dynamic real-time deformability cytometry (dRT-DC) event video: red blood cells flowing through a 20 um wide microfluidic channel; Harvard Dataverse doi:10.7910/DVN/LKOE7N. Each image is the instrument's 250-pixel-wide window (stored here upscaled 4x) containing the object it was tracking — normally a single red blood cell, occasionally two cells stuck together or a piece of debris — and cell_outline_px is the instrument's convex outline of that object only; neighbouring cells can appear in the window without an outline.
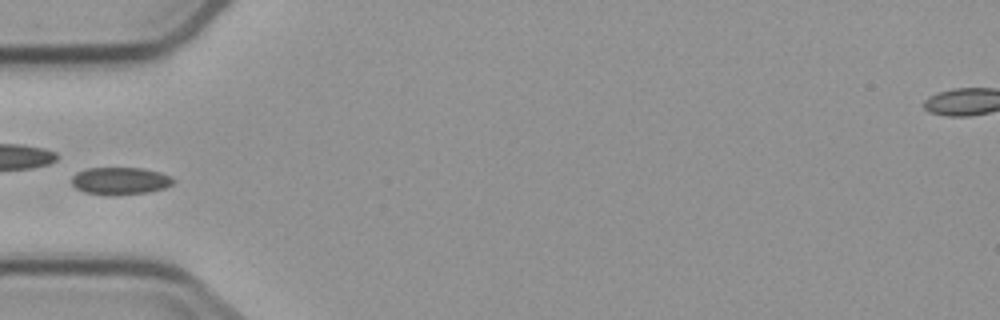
{"species": "common noctule bat (a hibernating species)", "species_latin": "Nyctalus noctula", "temperature_condition": "cold", "stored_images_in_passage": 5, "camera_frame_rate_fps": 3000, "um_per_image_px": 0.085, "animal": {"sex": "male", "body_mass_g": 23.1, "forearm_length_mm": 52.7}, "frame": {"image": 1, "passage_image": 5, "time_ms": 4.667, "image_size_px": [1000, 320], "cell_outline_px": [[176, 180], [172, 184], [164, 188], [148, 192], [112, 196], [84, 192], [76, 188], [72, 184], [72, 176], [76, 172], [84, 168], [144, 168], [160, 172]], "centroid_in_image_um": [10.19, 15.37], "position_along_channel_um": 74.8, "area_um2": 16.36}}